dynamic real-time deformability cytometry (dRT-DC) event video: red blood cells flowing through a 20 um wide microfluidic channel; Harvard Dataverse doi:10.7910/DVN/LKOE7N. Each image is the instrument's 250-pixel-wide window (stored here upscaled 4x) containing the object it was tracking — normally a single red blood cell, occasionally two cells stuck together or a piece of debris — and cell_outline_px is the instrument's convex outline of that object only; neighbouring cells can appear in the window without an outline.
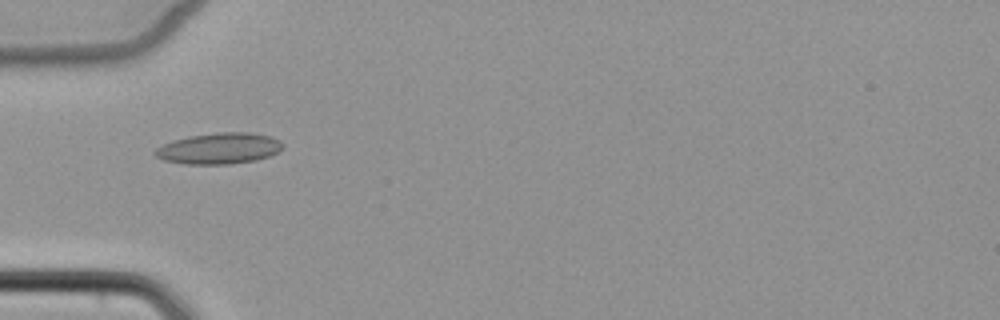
{"species": "common noctule bat (a hibernating species)", "species_latin": "Nyctalus noctula", "temperature_condition": "cold", "stored_images_in_passage": 5, "camera_frame_rate_fps": 3000, "um_per_image_px": 0.085, "animal": {"sex": "female", "body_mass_g": 22.7, "forearm_length_mm": 54.2}, "frame": {"image": 1, "passage_image": 5, "time_ms": 5.0, "image_size_px": [1000, 320], "cell_outline_px": [[284, 148], [272, 156], [256, 160], [228, 164], [184, 164], [164, 160], [156, 156], [152, 152], [156, 148], [172, 140], [188, 136], [220, 132], [248, 132], [268, 136], [280, 140], [284, 144]], "centroid_in_image_um": [18.64, 12.62], "position_along_channel_um": 66.4, "area_um2": 23.29}}